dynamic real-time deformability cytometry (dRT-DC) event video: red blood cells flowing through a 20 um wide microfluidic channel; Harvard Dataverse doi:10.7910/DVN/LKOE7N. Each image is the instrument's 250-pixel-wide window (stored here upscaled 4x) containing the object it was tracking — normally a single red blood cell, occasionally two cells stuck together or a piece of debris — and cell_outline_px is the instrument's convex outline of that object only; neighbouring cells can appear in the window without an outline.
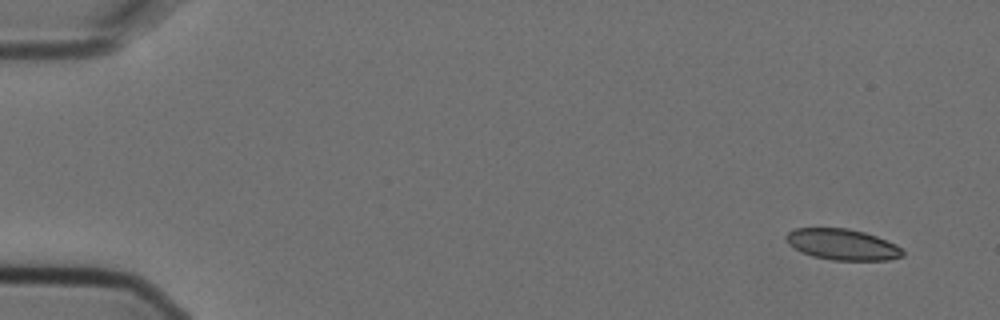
{"species": "Egyptian fruit bat (a non-hibernating species)", "species_latin": "Rousettus aegyptiacus", "temperature_condition": "cold", "stored_images_in_passage": 5, "camera_frame_rate_fps": 3000, "um_per_image_px": 0.085, "animal": {"sex": "female"}, "frame": {"image": 1, "passage_image": 1, "time_ms": 0.0, "image_size_px": [1000, 320], "cell_outline_px": [[904, 256], [888, 260], [832, 260], [812, 256], [800, 252], [788, 244], [784, 236], [788, 232], [796, 228], [848, 228], [864, 232], [876, 236], [896, 244], [904, 252]], "centroid_in_image_um": [71.58, 20.78], "position_along_channel_um": 13.4, "area_um2": 21.15}}
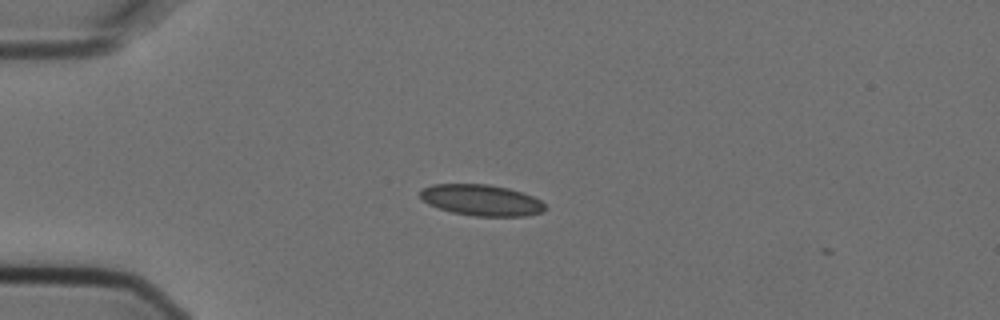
{"frame": {"image": 2, "passage_image": 4, "time_ms": 1.0, "image_size_px": [1000, 320], "cell_outline_px": [[544, 212], [528, 216], [476, 216], [452, 212], [428, 204], [420, 196], [420, 192], [424, 188], [432, 184], [488, 184], [508, 188], [532, 196], [540, 200], [544, 204]], "centroid_in_image_um": [40.93, 17.01], "position_along_channel_um": 44.1, "area_um2": 22.48}}